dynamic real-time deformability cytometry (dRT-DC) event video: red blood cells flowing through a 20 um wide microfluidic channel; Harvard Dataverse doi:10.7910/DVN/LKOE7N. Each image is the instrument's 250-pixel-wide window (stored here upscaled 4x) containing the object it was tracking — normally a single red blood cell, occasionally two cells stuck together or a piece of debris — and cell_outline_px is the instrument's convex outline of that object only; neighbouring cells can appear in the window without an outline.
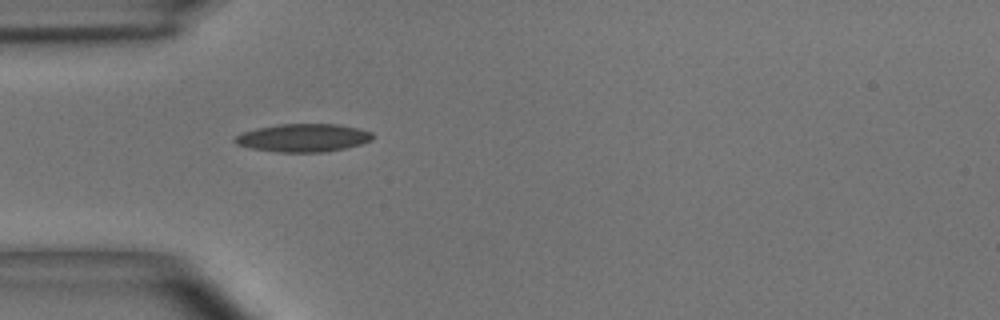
{"species": "common noctule bat (a hibernating species)", "species_latin": "Nyctalus noctula", "temperature_condition": "room temperature", "stored_images_in_passage": 1, "camera_frame_rate_fps": 3000, "um_per_image_px": 0.085, "animal": {"sex": "male", "body_mass_g": 15.6}, "frame": {"image": 1, "passage_image": 1, "time_ms": 0.0, "image_size_px": [1000, 320], "cell_outline_px": [[372, 140], [360, 144], [344, 148], [324, 152], [276, 152], [252, 148], [236, 144], [232, 140], [236, 136], [244, 132], [256, 128], [280, 124], [336, 124], [360, 128], [372, 132]], "centroid_in_image_um": [25.77, 11.71], "position_along_channel_um": 59.2, "area_um2": 22.43}}